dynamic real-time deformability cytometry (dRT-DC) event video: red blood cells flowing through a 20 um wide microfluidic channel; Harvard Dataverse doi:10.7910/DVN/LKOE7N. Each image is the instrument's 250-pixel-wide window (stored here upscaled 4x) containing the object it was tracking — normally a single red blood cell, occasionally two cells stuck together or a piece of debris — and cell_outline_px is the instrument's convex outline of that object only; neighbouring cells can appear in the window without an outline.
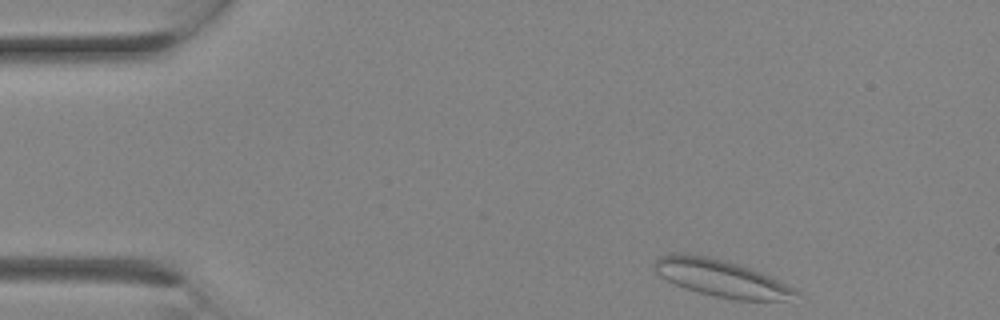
{"species": "Egyptian fruit bat (a non-hibernating species)", "species_latin": "Rousettus aegyptiacus", "temperature_condition": "room temperature", "stored_images_in_passage": 7, "camera_frame_rate_fps": 3000, "um_per_image_px": 0.085, "animal": {"sex": "female"}, "frame": {"image": 1, "passage_image": 1, "time_ms": 0.0, "image_size_px": [1000, 320], "cell_outline_px": [[800, 292], [784, 300], [736, 300], [716, 296], [684, 288], [660, 276], [656, 272], [656, 260], [660, 256], [672, 252], [684, 252], [708, 256], [740, 264], [760, 272], [788, 284], [796, 288]], "centroid_in_image_um": [61.29, 23.62], "position_along_channel_um": 23.7, "area_um2": 30.29}}